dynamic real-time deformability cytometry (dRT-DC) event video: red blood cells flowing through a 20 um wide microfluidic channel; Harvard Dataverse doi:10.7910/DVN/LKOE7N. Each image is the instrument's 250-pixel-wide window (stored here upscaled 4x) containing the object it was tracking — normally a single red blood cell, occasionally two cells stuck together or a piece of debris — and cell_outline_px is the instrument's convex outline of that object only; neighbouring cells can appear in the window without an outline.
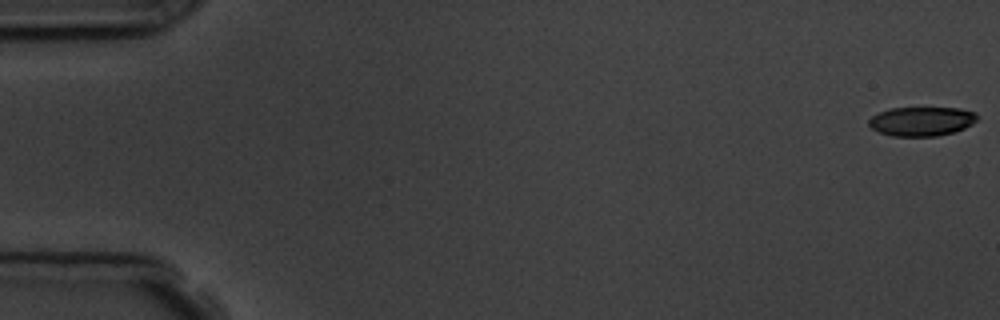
{"species": "common noctule bat (a hibernating species)", "species_latin": "Nyctalus noctula", "temperature_condition": "room temperature", "stored_images_in_passage": 5, "camera_frame_rate_fps": 3000, "um_per_image_px": 0.085, "animal": {"sex": "male", "body_mass_g": 19.5, "forearm_length_mm": 54.6}, "frame": {"image": 1, "passage_image": 1, "time_ms": 0.0, "image_size_px": [1000, 320], "cell_outline_px": [[976, 120], [972, 124], [964, 128], [952, 132], [936, 136], [892, 136], [880, 132], [872, 128], [868, 124], [868, 120], [872, 116], [888, 108], [960, 108], [976, 112]], "centroid_in_image_um": [78.32, 10.3], "position_along_channel_um": 6.7, "area_um2": 18.32}}
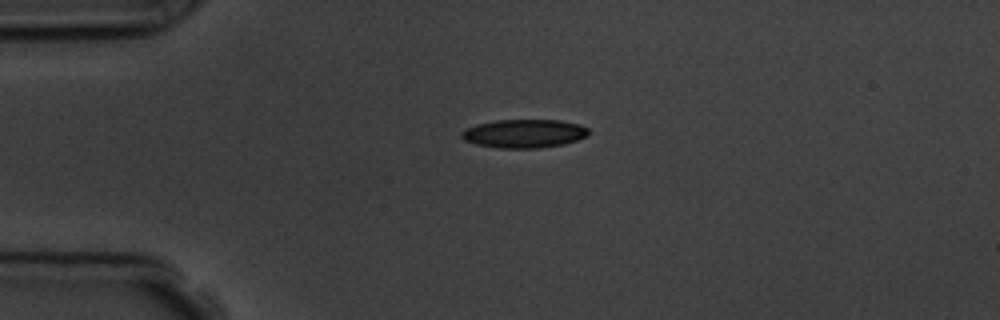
{"frame": {"image": 2, "passage_image": 4, "time_ms": 4.333, "image_size_px": [1000, 320], "cell_outline_px": [[588, 136], [564, 144], [540, 148], [496, 148], [476, 144], [464, 140], [460, 136], [460, 132], [476, 124], [496, 120], [560, 120], [580, 124], [588, 128]], "centroid_in_image_um": [44.55, 11.35], "position_along_channel_um": 40.5, "area_um2": 21.21}}